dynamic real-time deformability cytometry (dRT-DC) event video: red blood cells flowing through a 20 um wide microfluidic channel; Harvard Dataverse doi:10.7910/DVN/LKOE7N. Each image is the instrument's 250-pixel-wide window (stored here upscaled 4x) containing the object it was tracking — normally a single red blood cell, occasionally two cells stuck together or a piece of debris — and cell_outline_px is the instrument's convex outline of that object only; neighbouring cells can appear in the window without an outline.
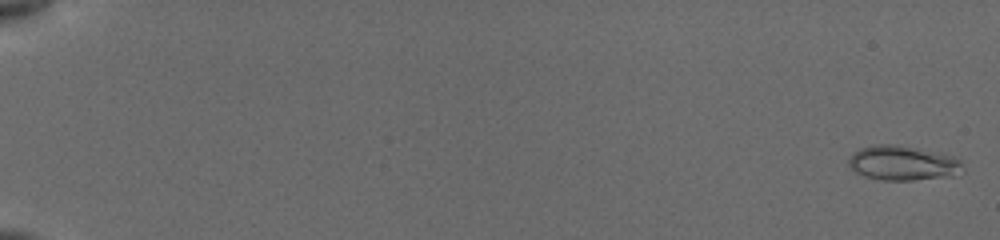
{"species": "common noctule bat (a hibernating species)", "species_latin": "Nyctalus noctula", "temperature_condition": "cold", "stored_images_in_passage": 21, "camera_frame_rate_fps": 3000, "um_per_image_px": 0.085, "animal": {"sex": "female", "body_mass_g": 19.5, "forearm_length_mm": 54.1}, "frame": {"image": 1, "passage_image": 2, "time_ms": 0.333, "image_size_px": [1000, 240], "cell_outline_px": [[964, 172], [952, 176], [912, 180], [880, 180], [864, 176], [856, 172], [848, 164], [848, 160], [852, 152], [860, 148], [872, 144], [892, 144], [952, 156], [960, 160], [964, 168]], "centroid_in_image_um": [76.71, 13.87], "position_along_channel_um": 8.3, "area_um2": 22.95}}
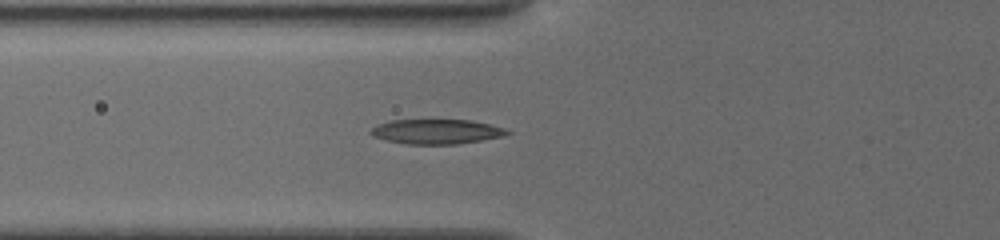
{"frame": {"image": 2, "passage_image": 19, "time_ms": 7.667, "image_size_px": [1000, 240], "cell_outline_px": [[512, 132], [504, 136], [456, 144], [408, 144], [388, 140], [372, 136], [368, 132], [372, 128], [380, 124], [392, 120], [472, 120], [504, 128]], "centroid_in_image_um": [37.11, 11.18], "position_along_channel_um": 88.7, "area_um2": 19.42}}
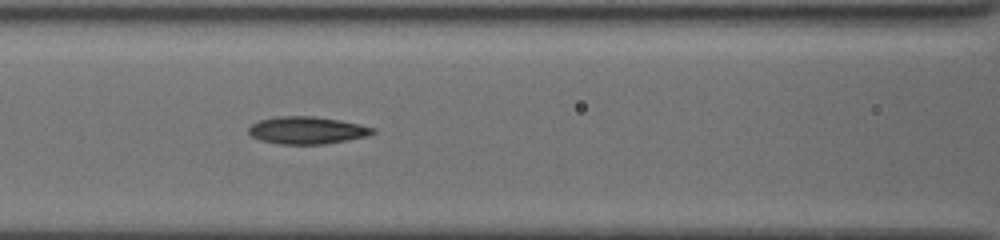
{"frame": {"image": 3, "passage_image": 21, "time_ms": 9.0, "image_size_px": [1000, 240], "cell_outline_px": [[376, 132], [368, 136], [348, 140], [324, 144], [280, 144], [260, 140], [252, 136], [248, 132], [248, 128], [252, 124], [260, 120], [276, 116], [312, 116], [340, 120], [360, 124], [376, 128]], "centroid_in_image_um": [26.12, 11.07], "position_along_channel_um": 140.5, "area_um2": 19.88}}